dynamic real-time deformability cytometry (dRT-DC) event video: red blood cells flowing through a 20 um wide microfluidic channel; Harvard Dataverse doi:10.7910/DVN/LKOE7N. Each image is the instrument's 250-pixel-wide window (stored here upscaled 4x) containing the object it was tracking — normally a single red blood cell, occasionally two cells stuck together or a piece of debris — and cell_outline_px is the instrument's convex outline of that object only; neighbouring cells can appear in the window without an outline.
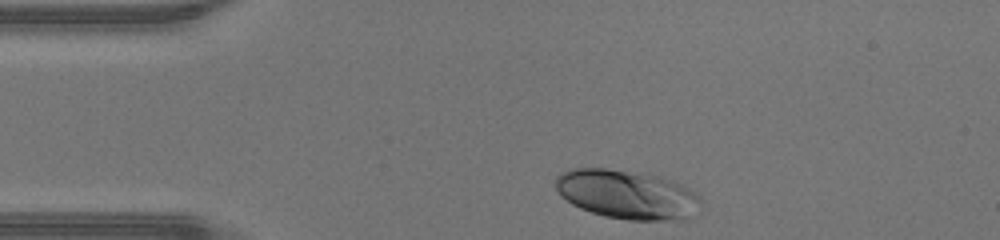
{"species": "human", "species_latin": "Homo sapiens", "temperature_condition": "warm", "stored_images_in_passage": 21, "camera_frame_rate_fps": 3000, "um_per_image_px": 0.085, "donor": {"sex": "male"}, "frame": {"image": 1, "passage_image": 1, "time_ms": 0.0, "image_size_px": [1000, 240], "cell_outline_px": [[704, 200], [700, 212], [688, 220], [628, 220], [604, 216], [580, 208], [572, 204], [560, 196], [556, 188], [556, 176], [560, 172], [576, 168], [604, 168], [640, 172], [660, 176], [684, 184], [696, 192]], "centroid_in_image_um": [53.4, 16.54], "position_along_channel_um": 31.6, "area_um2": 42.54}}
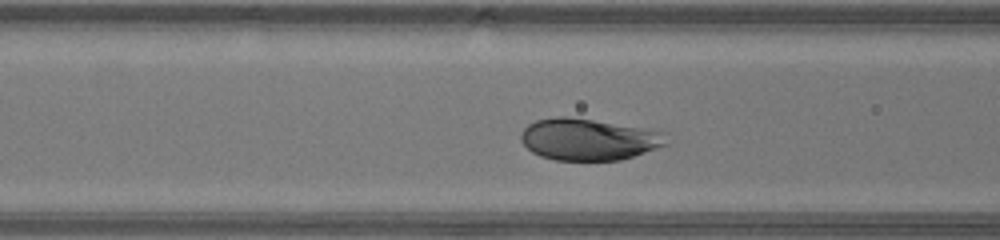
{"frame": {"image": 2, "passage_image": 10, "time_ms": 3.0, "image_size_px": [1000, 240], "cell_outline_px": [[668, 144], [620, 160], [556, 160], [540, 156], [532, 152], [520, 140], [520, 132], [528, 124], [536, 120], [556, 116], [564, 116], [592, 120], [668, 132]], "centroid_in_image_um": [50.02, 11.84], "position_along_channel_um": 116.6, "area_um2": 35.26}}
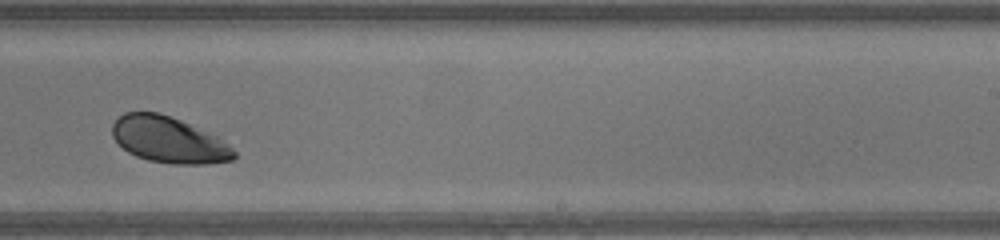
{"frame": {"image": 3, "passage_image": 21, "time_ms": 6.667, "image_size_px": [1000, 240], "cell_outline_px": [[236, 156], [232, 160], [208, 164], [172, 164], [148, 160], [136, 156], [128, 152], [112, 136], [112, 124], [124, 112], [160, 112], [220, 136], [236, 152]], "centroid_in_image_um": [14.38, 11.89], "position_along_channel_um": 274.6, "area_um2": 32.89}}